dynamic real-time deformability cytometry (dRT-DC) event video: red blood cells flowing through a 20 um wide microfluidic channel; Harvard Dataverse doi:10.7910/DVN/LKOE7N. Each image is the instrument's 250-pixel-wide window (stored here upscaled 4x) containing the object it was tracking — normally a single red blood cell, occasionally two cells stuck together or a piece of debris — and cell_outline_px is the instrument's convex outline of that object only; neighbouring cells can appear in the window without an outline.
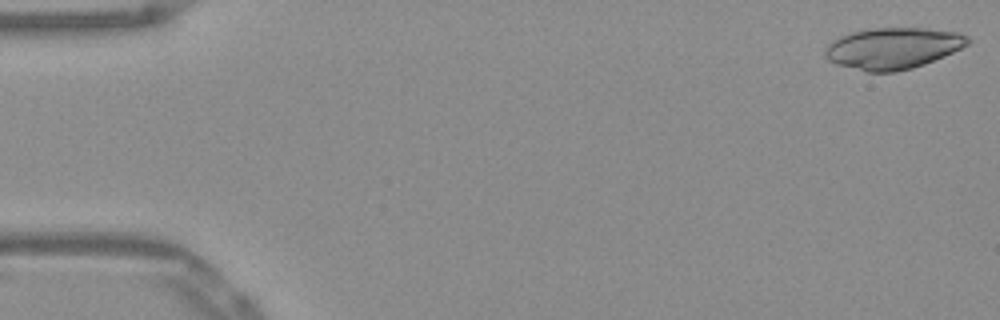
{"species": "Egyptian fruit bat (a non-hibernating species)", "species_latin": "Rousettus aegyptiacus", "temperature_condition": "warm", "stored_images_in_passage": 51, "camera_frame_rate_fps": 3000, "um_per_image_px": 0.085, "frame": {"image": 1, "passage_image": 1, "time_ms": 0.0, "image_size_px": [1000, 320], "cell_outline_px": [[972, 40], [968, 44], [944, 56], [924, 64], [912, 68], [896, 72], [868, 72], [836, 64], [828, 60], [824, 56], [824, 48], [832, 40], [840, 36], [852, 32], [876, 28], [928, 28], [960, 32], [968, 36]], "centroid_in_image_um": [75.9, 4.1], "position_along_channel_um": 9.1, "area_um2": 34.51}}